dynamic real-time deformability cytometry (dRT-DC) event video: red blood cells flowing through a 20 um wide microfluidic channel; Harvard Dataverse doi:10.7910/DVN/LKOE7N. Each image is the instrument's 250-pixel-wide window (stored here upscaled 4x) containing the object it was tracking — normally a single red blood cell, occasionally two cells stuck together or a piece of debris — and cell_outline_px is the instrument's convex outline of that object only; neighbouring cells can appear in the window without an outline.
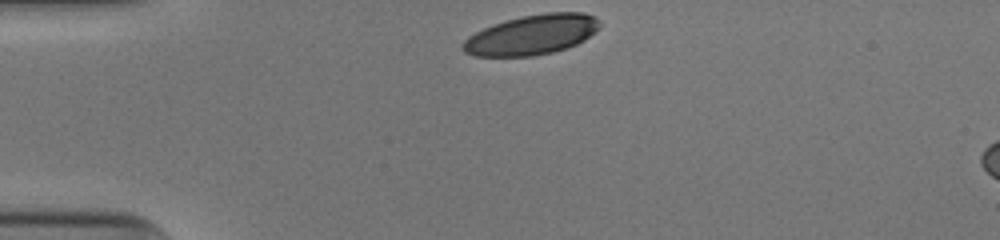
{"species": "human", "species_latin": "Homo sapiens", "temperature_condition": "cold", "stored_images_in_passage": 31, "camera_frame_rate_fps": 3000, "um_per_image_px": 0.085, "donor": {"sex": "male"}, "frame": {"image": 1, "passage_image": 1, "time_ms": 0.0, "image_size_px": [1000, 240], "cell_outline_px": [[600, 28], [596, 32], [584, 40], [568, 48], [552, 52], [532, 56], [476, 56], [464, 52], [460, 48], [464, 40], [468, 36], [492, 24], [520, 16], [544, 12], [584, 12], [596, 16], [600, 24]], "centroid_in_image_um": [45.22, 2.94], "position_along_channel_um": 39.8, "area_um2": 32.14}}
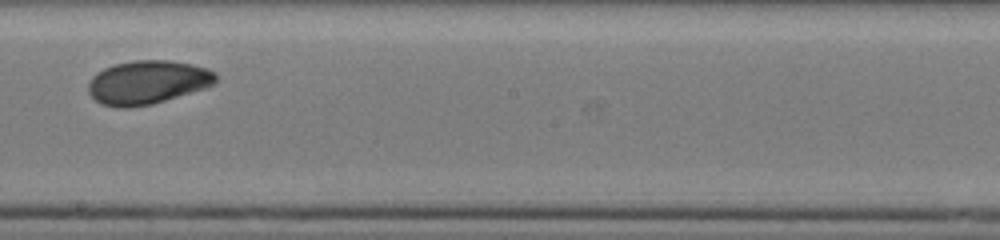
{"frame": {"image": 2, "passage_image": 19, "time_ms": 6.0, "image_size_px": [1000, 240], "cell_outline_px": [[216, 84], [208, 88], [152, 104], [128, 108], [116, 108], [100, 104], [88, 92], [88, 84], [92, 76], [96, 72], [104, 68], [116, 64], [132, 60], [168, 60], [192, 64], [208, 68], [216, 72]], "centroid_in_image_um": [12.56, 7.0], "position_along_channel_um": 235.6, "area_um2": 32.89}}
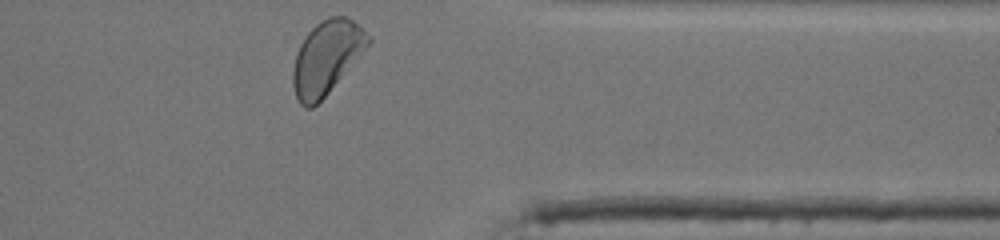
{"frame": {"image": 3, "passage_image": 31, "time_ms": 10.0, "image_size_px": [1000, 240], "cell_outline_px": [[372, 40], [328, 92], [312, 108], [304, 108], [296, 100], [292, 84], [292, 72], [296, 52], [300, 44], [308, 32], [320, 20], [328, 16], [348, 16]], "centroid_in_image_um": [27.69, 4.89], "position_along_channel_um": 383.7, "area_um2": 31.62}, "authors_computed_cell_mechanics": {"area_um2": 32.1946, "velocity_mm_per_s": 3.9102, "shape_relaxation_time_tau1_ms": 3.6215, "shape_relaxation_time_tau2_ms": 3.2696, "deformation_change_tau1": 0.1269, "deformation_change_tau2": 0.0717}}